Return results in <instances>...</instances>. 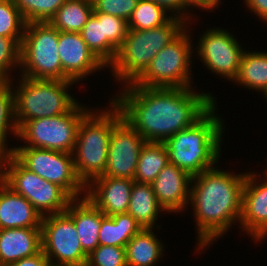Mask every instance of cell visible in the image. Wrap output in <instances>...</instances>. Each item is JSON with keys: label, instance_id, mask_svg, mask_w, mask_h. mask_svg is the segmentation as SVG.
Returning <instances> with one entry per match:
<instances>
[{"label": "cell", "instance_id": "1", "mask_svg": "<svg viewBox=\"0 0 267 266\" xmlns=\"http://www.w3.org/2000/svg\"><path fill=\"white\" fill-rule=\"evenodd\" d=\"M123 87L111 100L146 142H164L194 125L217 100L211 93H195L192 87Z\"/></svg>", "mask_w": 267, "mask_h": 266}, {"label": "cell", "instance_id": "2", "mask_svg": "<svg viewBox=\"0 0 267 266\" xmlns=\"http://www.w3.org/2000/svg\"><path fill=\"white\" fill-rule=\"evenodd\" d=\"M246 173L230 174L213 167L192 177L189 203L196 220L198 251L240 221Z\"/></svg>", "mask_w": 267, "mask_h": 266}, {"label": "cell", "instance_id": "3", "mask_svg": "<svg viewBox=\"0 0 267 266\" xmlns=\"http://www.w3.org/2000/svg\"><path fill=\"white\" fill-rule=\"evenodd\" d=\"M215 104L194 125L167 138L163 143L169 163L178 166L192 177L216 167L221 154L223 121L215 113ZM216 114V115H215Z\"/></svg>", "mask_w": 267, "mask_h": 266}, {"label": "cell", "instance_id": "4", "mask_svg": "<svg viewBox=\"0 0 267 266\" xmlns=\"http://www.w3.org/2000/svg\"><path fill=\"white\" fill-rule=\"evenodd\" d=\"M110 104L106 111L90 110L78 126L72 155L76 174L85 186L104 174L113 126L123 117L112 100Z\"/></svg>", "mask_w": 267, "mask_h": 266}, {"label": "cell", "instance_id": "5", "mask_svg": "<svg viewBox=\"0 0 267 266\" xmlns=\"http://www.w3.org/2000/svg\"><path fill=\"white\" fill-rule=\"evenodd\" d=\"M186 21L173 16L163 25L148 30H131L118 48L110 64L114 77L123 83H133L148 67L157 53L175 40L185 29Z\"/></svg>", "mask_w": 267, "mask_h": 266}, {"label": "cell", "instance_id": "6", "mask_svg": "<svg viewBox=\"0 0 267 266\" xmlns=\"http://www.w3.org/2000/svg\"><path fill=\"white\" fill-rule=\"evenodd\" d=\"M20 80V81H19ZM14 91L18 129L29 120L70 112L79 102L69 95L73 80L34 79L21 76Z\"/></svg>", "mask_w": 267, "mask_h": 266}, {"label": "cell", "instance_id": "7", "mask_svg": "<svg viewBox=\"0 0 267 266\" xmlns=\"http://www.w3.org/2000/svg\"><path fill=\"white\" fill-rule=\"evenodd\" d=\"M59 31L49 22L25 26L20 49V76L34 79L71 80L62 69L58 53Z\"/></svg>", "mask_w": 267, "mask_h": 266}, {"label": "cell", "instance_id": "8", "mask_svg": "<svg viewBox=\"0 0 267 266\" xmlns=\"http://www.w3.org/2000/svg\"><path fill=\"white\" fill-rule=\"evenodd\" d=\"M189 34L185 29L161 49L146 70L131 84L148 88L193 87L190 65L194 49Z\"/></svg>", "mask_w": 267, "mask_h": 266}, {"label": "cell", "instance_id": "9", "mask_svg": "<svg viewBox=\"0 0 267 266\" xmlns=\"http://www.w3.org/2000/svg\"><path fill=\"white\" fill-rule=\"evenodd\" d=\"M1 180L24 196L42 216L65 212L73 200L62 187L28 170L12 154Z\"/></svg>", "mask_w": 267, "mask_h": 266}, {"label": "cell", "instance_id": "10", "mask_svg": "<svg viewBox=\"0 0 267 266\" xmlns=\"http://www.w3.org/2000/svg\"><path fill=\"white\" fill-rule=\"evenodd\" d=\"M77 104L70 112L48 118L26 121L18 129V137L28 143L19 147H35L71 153L75 147L78 126L90 111Z\"/></svg>", "mask_w": 267, "mask_h": 266}, {"label": "cell", "instance_id": "11", "mask_svg": "<svg viewBox=\"0 0 267 266\" xmlns=\"http://www.w3.org/2000/svg\"><path fill=\"white\" fill-rule=\"evenodd\" d=\"M11 149L12 155L28 170L59 185L73 199L85 197L82 195L85 185L76 174L71 153L35 147L14 146Z\"/></svg>", "mask_w": 267, "mask_h": 266}, {"label": "cell", "instance_id": "12", "mask_svg": "<svg viewBox=\"0 0 267 266\" xmlns=\"http://www.w3.org/2000/svg\"><path fill=\"white\" fill-rule=\"evenodd\" d=\"M41 243L51 265L86 266L88 255L82 249L73 219L66 212L42 217Z\"/></svg>", "mask_w": 267, "mask_h": 266}, {"label": "cell", "instance_id": "13", "mask_svg": "<svg viewBox=\"0 0 267 266\" xmlns=\"http://www.w3.org/2000/svg\"><path fill=\"white\" fill-rule=\"evenodd\" d=\"M228 30L209 28L199 38L197 53L208 70L234 81L245 50Z\"/></svg>", "mask_w": 267, "mask_h": 266}, {"label": "cell", "instance_id": "14", "mask_svg": "<svg viewBox=\"0 0 267 266\" xmlns=\"http://www.w3.org/2000/svg\"><path fill=\"white\" fill-rule=\"evenodd\" d=\"M146 141L123 117L113 126L106 169L102 176L134 180L139 155Z\"/></svg>", "mask_w": 267, "mask_h": 266}, {"label": "cell", "instance_id": "15", "mask_svg": "<svg viewBox=\"0 0 267 266\" xmlns=\"http://www.w3.org/2000/svg\"><path fill=\"white\" fill-rule=\"evenodd\" d=\"M255 177L256 173H246L239 224L256 242L267 237V181L258 183Z\"/></svg>", "mask_w": 267, "mask_h": 266}, {"label": "cell", "instance_id": "16", "mask_svg": "<svg viewBox=\"0 0 267 266\" xmlns=\"http://www.w3.org/2000/svg\"><path fill=\"white\" fill-rule=\"evenodd\" d=\"M58 53L63 72L76 83L107 68L89 49L80 33L59 31Z\"/></svg>", "mask_w": 267, "mask_h": 266}, {"label": "cell", "instance_id": "17", "mask_svg": "<svg viewBox=\"0 0 267 266\" xmlns=\"http://www.w3.org/2000/svg\"><path fill=\"white\" fill-rule=\"evenodd\" d=\"M134 180L98 176L85 186V197L106 216L126 213Z\"/></svg>", "mask_w": 267, "mask_h": 266}, {"label": "cell", "instance_id": "18", "mask_svg": "<svg viewBox=\"0 0 267 266\" xmlns=\"http://www.w3.org/2000/svg\"><path fill=\"white\" fill-rule=\"evenodd\" d=\"M192 176L168 163L151 183L158 203L167 212H181L189 204ZM190 186V187H189Z\"/></svg>", "mask_w": 267, "mask_h": 266}, {"label": "cell", "instance_id": "19", "mask_svg": "<svg viewBox=\"0 0 267 266\" xmlns=\"http://www.w3.org/2000/svg\"><path fill=\"white\" fill-rule=\"evenodd\" d=\"M42 215L0 179V229L41 228Z\"/></svg>", "mask_w": 267, "mask_h": 266}, {"label": "cell", "instance_id": "20", "mask_svg": "<svg viewBox=\"0 0 267 266\" xmlns=\"http://www.w3.org/2000/svg\"><path fill=\"white\" fill-rule=\"evenodd\" d=\"M41 250V228L0 229V266L34 256Z\"/></svg>", "mask_w": 267, "mask_h": 266}, {"label": "cell", "instance_id": "21", "mask_svg": "<svg viewBox=\"0 0 267 266\" xmlns=\"http://www.w3.org/2000/svg\"><path fill=\"white\" fill-rule=\"evenodd\" d=\"M65 212L73 219L82 249L89 255L99 246V230L106 215L86 197L73 199Z\"/></svg>", "mask_w": 267, "mask_h": 266}, {"label": "cell", "instance_id": "22", "mask_svg": "<svg viewBox=\"0 0 267 266\" xmlns=\"http://www.w3.org/2000/svg\"><path fill=\"white\" fill-rule=\"evenodd\" d=\"M162 211L166 210L158 203L152 185L134 182L127 212L134 217L141 228H159V225H154L157 224V217Z\"/></svg>", "mask_w": 267, "mask_h": 266}, {"label": "cell", "instance_id": "23", "mask_svg": "<svg viewBox=\"0 0 267 266\" xmlns=\"http://www.w3.org/2000/svg\"><path fill=\"white\" fill-rule=\"evenodd\" d=\"M152 230L142 229L128 241L125 246L127 266H154L162 258L164 246Z\"/></svg>", "mask_w": 267, "mask_h": 266}, {"label": "cell", "instance_id": "24", "mask_svg": "<svg viewBox=\"0 0 267 266\" xmlns=\"http://www.w3.org/2000/svg\"><path fill=\"white\" fill-rule=\"evenodd\" d=\"M141 230V226L128 212L105 216L99 230V245L125 247Z\"/></svg>", "mask_w": 267, "mask_h": 266}, {"label": "cell", "instance_id": "25", "mask_svg": "<svg viewBox=\"0 0 267 266\" xmlns=\"http://www.w3.org/2000/svg\"><path fill=\"white\" fill-rule=\"evenodd\" d=\"M265 95L267 92V52L245 51L237 78L233 81Z\"/></svg>", "mask_w": 267, "mask_h": 266}, {"label": "cell", "instance_id": "26", "mask_svg": "<svg viewBox=\"0 0 267 266\" xmlns=\"http://www.w3.org/2000/svg\"><path fill=\"white\" fill-rule=\"evenodd\" d=\"M168 163V151L163 142H146L139 155L134 182L151 184Z\"/></svg>", "mask_w": 267, "mask_h": 266}, {"label": "cell", "instance_id": "27", "mask_svg": "<svg viewBox=\"0 0 267 266\" xmlns=\"http://www.w3.org/2000/svg\"><path fill=\"white\" fill-rule=\"evenodd\" d=\"M92 13L91 0H66L49 23L61 32L80 33Z\"/></svg>", "mask_w": 267, "mask_h": 266}, {"label": "cell", "instance_id": "28", "mask_svg": "<svg viewBox=\"0 0 267 266\" xmlns=\"http://www.w3.org/2000/svg\"><path fill=\"white\" fill-rule=\"evenodd\" d=\"M80 34L89 49L108 68L114 61L118 49L103 37L102 20L92 13Z\"/></svg>", "mask_w": 267, "mask_h": 266}, {"label": "cell", "instance_id": "29", "mask_svg": "<svg viewBox=\"0 0 267 266\" xmlns=\"http://www.w3.org/2000/svg\"><path fill=\"white\" fill-rule=\"evenodd\" d=\"M167 11L151 0H138L128 28L131 30H148L168 22L173 16H167Z\"/></svg>", "mask_w": 267, "mask_h": 266}, {"label": "cell", "instance_id": "30", "mask_svg": "<svg viewBox=\"0 0 267 266\" xmlns=\"http://www.w3.org/2000/svg\"><path fill=\"white\" fill-rule=\"evenodd\" d=\"M13 81H0V138L6 143L7 132L10 130L18 137V124L15 117V98Z\"/></svg>", "mask_w": 267, "mask_h": 266}, {"label": "cell", "instance_id": "31", "mask_svg": "<svg viewBox=\"0 0 267 266\" xmlns=\"http://www.w3.org/2000/svg\"><path fill=\"white\" fill-rule=\"evenodd\" d=\"M26 24L49 22L66 0H13Z\"/></svg>", "mask_w": 267, "mask_h": 266}, {"label": "cell", "instance_id": "32", "mask_svg": "<svg viewBox=\"0 0 267 266\" xmlns=\"http://www.w3.org/2000/svg\"><path fill=\"white\" fill-rule=\"evenodd\" d=\"M26 22L13 0H0V36L23 38Z\"/></svg>", "mask_w": 267, "mask_h": 266}, {"label": "cell", "instance_id": "33", "mask_svg": "<svg viewBox=\"0 0 267 266\" xmlns=\"http://www.w3.org/2000/svg\"><path fill=\"white\" fill-rule=\"evenodd\" d=\"M21 41L22 38L0 36V81H11L10 70L20 67Z\"/></svg>", "mask_w": 267, "mask_h": 266}, {"label": "cell", "instance_id": "34", "mask_svg": "<svg viewBox=\"0 0 267 266\" xmlns=\"http://www.w3.org/2000/svg\"><path fill=\"white\" fill-rule=\"evenodd\" d=\"M86 266H127L125 247L99 245L88 255Z\"/></svg>", "mask_w": 267, "mask_h": 266}, {"label": "cell", "instance_id": "35", "mask_svg": "<svg viewBox=\"0 0 267 266\" xmlns=\"http://www.w3.org/2000/svg\"><path fill=\"white\" fill-rule=\"evenodd\" d=\"M102 20L103 37H106L117 49L123 44L128 33V22L118 16L93 12Z\"/></svg>", "mask_w": 267, "mask_h": 266}, {"label": "cell", "instance_id": "36", "mask_svg": "<svg viewBox=\"0 0 267 266\" xmlns=\"http://www.w3.org/2000/svg\"><path fill=\"white\" fill-rule=\"evenodd\" d=\"M93 12L118 16L128 22L138 0H91Z\"/></svg>", "mask_w": 267, "mask_h": 266}, {"label": "cell", "instance_id": "37", "mask_svg": "<svg viewBox=\"0 0 267 266\" xmlns=\"http://www.w3.org/2000/svg\"><path fill=\"white\" fill-rule=\"evenodd\" d=\"M157 3L160 7L164 8L167 12H172V16L179 17L185 21L191 20V16H188L187 8L183 5L181 0H151ZM187 13H186V12ZM185 12V13H184ZM190 17V19H188Z\"/></svg>", "mask_w": 267, "mask_h": 266}, {"label": "cell", "instance_id": "38", "mask_svg": "<svg viewBox=\"0 0 267 266\" xmlns=\"http://www.w3.org/2000/svg\"><path fill=\"white\" fill-rule=\"evenodd\" d=\"M51 263L49 259L45 256L42 250L31 257L23 258L14 262L8 266H50Z\"/></svg>", "mask_w": 267, "mask_h": 266}, {"label": "cell", "instance_id": "39", "mask_svg": "<svg viewBox=\"0 0 267 266\" xmlns=\"http://www.w3.org/2000/svg\"><path fill=\"white\" fill-rule=\"evenodd\" d=\"M247 8L267 23V0H244Z\"/></svg>", "mask_w": 267, "mask_h": 266}, {"label": "cell", "instance_id": "40", "mask_svg": "<svg viewBox=\"0 0 267 266\" xmlns=\"http://www.w3.org/2000/svg\"><path fill=\"white\" fill-rule=\"evenodd\" d=\"M181 2L187 9L193 6L208 11L213 10L221 4V0H181Z\"/></svg>", "mask_w": 267, "mask_h": 266}, {"label": "cell", "instance_id": "41", "mask_svg": "<svg viewBox=\"0 0 267 266\" xmlns=\"http://www.w3.org/2000/svg\"><path fill=\"white\" fill-rule=\"evenodd\" d=\"M7 143H5L1 138H0V179H2L4 172H5V167L7 165V161L12 154V149L7 148Z\"/></svg>", "mask_w": 267, "mask_h": 266}]
</instances>
